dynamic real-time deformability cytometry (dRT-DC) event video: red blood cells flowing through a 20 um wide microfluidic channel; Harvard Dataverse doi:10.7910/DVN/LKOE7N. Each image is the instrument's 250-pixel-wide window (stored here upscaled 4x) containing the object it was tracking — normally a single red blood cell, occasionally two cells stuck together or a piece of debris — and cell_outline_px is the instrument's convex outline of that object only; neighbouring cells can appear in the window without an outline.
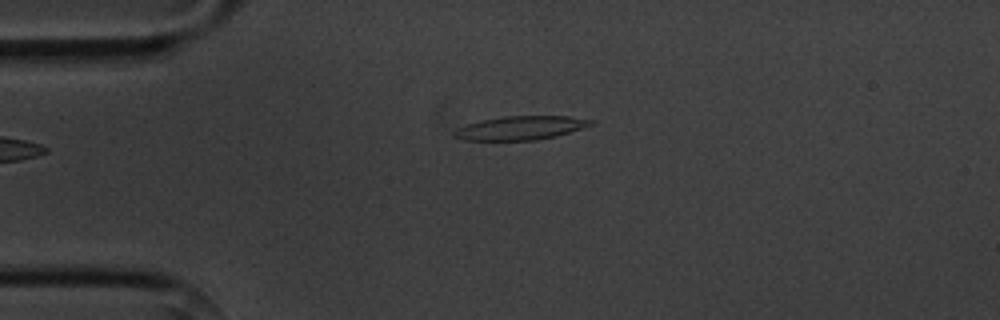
{"species": "common noctule bat (a hibernating species)", "species_latin": "Nyctalus noctula", "temperature_condition": "cold", "stored_images_in_passage": 3, "camera_frame_rate_fps": 3000, "um_per_image_px": 0.085, "animal": {"sex": "male", "body_mass_g": 20.1, "forearm_length_mm": 53.5}, "frame": {"image": 1, "passage_image": 3, "time_ms": 3.667, "image_size_px": [1000, 320], "cell_outline_px": [[596, 124], [556, 136], [536, 140], [460, 140], [452, 136], [452, 132], [456, 128], [480, 120], [504, 116], [568, 116], [596, 120]], "centroid_in_image_um": [44.25, 10.87], "position_along_channel_um": 40.7, "area_um2": 19.13}}